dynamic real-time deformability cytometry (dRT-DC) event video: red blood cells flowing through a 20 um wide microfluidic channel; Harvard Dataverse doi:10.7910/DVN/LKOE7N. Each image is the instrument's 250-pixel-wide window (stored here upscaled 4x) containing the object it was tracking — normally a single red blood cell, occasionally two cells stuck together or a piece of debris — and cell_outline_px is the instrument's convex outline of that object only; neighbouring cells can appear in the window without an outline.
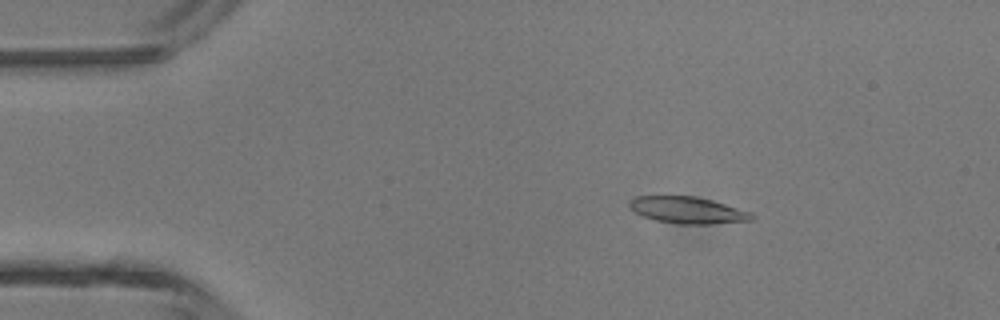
{"species": "common noctule bat (a hibernating species)", "species_latin": "Nyctalus noctula", "temperature_condition": "room temperature", "stored_images_in_passage": 46, "camera_frame_rate_fps": 3000, "um_per_image_px": 0.085, "animal": {"sex": "male", "body_mass_g": 13.3}, "frame": {"image": 1, "passage_image": 8, "time_ms": 2.333, "image_size_px": [1000, 320], "cell_outline_px": [[756, 216], [752, 220], [712, 224], [680, 224], [656, 220], [644, 216], [636, 212], [628, 204], [628, 200], [636, 196], [696, 196], [712, 200], [752, 212]], "centroid_in_image_um": [58.48, 17.86], "position_along_channel_um": 26.5, "area_um2": 19.02}}
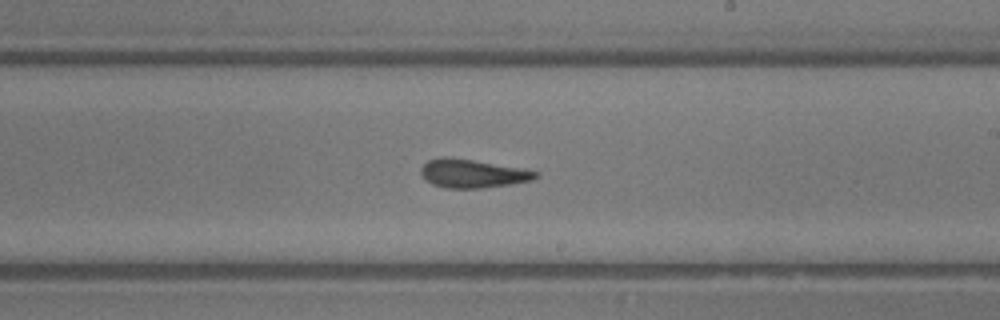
{"frame": {"image": 2, "passage_image": 27, "time_ms": 8.667, "image_size_px": [1000, 320], "cell_outline_px": [[540, 176], [532, 180], [508, 184], [480, 188], [444, 188], [432, 184], [420, 172], [420, 168], [428, 160], [440, 156], [448, 156], [524, 168], [540, 172]], "centroid_in_image_um": [40.18, 14.73], "position_along_channel_um": 248.8, "area_um2": 19.13}}
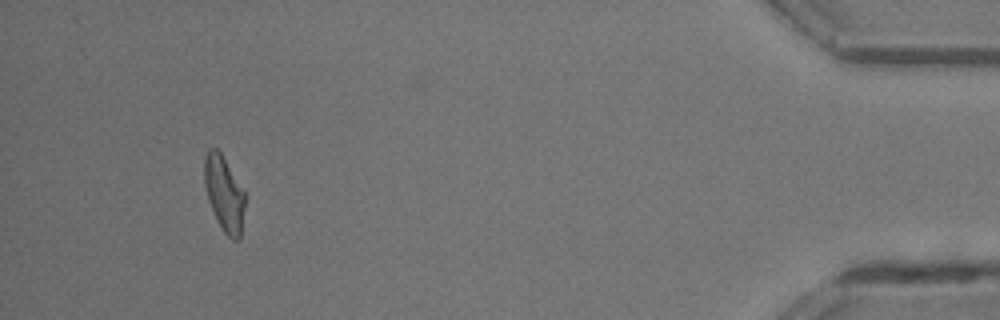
{"frame": {"image": 3, "passage_image": 43, "time_ms": 14.0, "image_size_px": [1000, 320], "cell_outline_px": [[244, 208], [240, 240], [232, 240], [224, 232], [208, 200], [204, 184], [204, 156], [208, 148], [216, 148], [220, 152], [244, 192]], "centroid_in_image_um": [19.03, 16.45], "position_along_channel_um": 416.2, "area_um2": 17.4}, "authors_computed_cell_mechanics": {"area_um2": 18.8139, "velocity_mm_per_s": 4.5006, "shape_relaxation_time_tau1_ms": 4.4521, "shape_relaxation_time_tau2_ms": 2.0855, "deformation_change_tau1": 0.1629, "deformation_change_tau2": 0.0988}}